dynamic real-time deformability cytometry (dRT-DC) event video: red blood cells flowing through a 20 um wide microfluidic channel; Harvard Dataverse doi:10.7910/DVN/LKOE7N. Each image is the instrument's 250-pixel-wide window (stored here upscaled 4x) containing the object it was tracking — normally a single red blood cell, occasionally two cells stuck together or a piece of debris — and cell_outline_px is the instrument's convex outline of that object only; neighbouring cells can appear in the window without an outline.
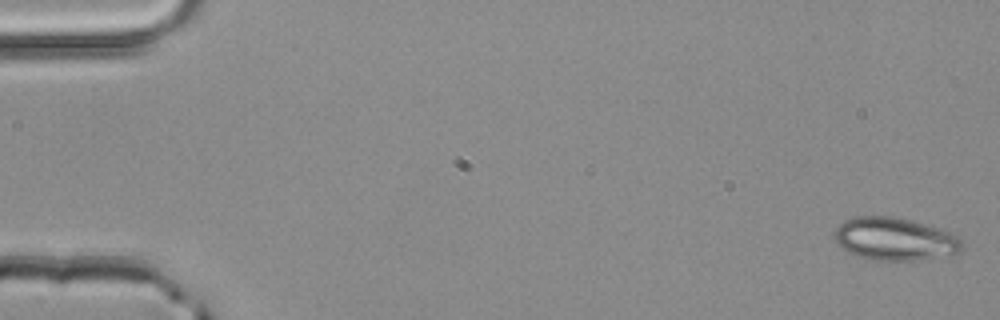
{"species": "common noctule bat (a hibernating species)", "species_latin": "Nyctalus noctula", "temperature_condition": "room temperature", "stored_images_in_passage": 3, "camera_frame_rate_fps": 3000, "um_per_image_px": 0.085, "animal": {"sex": "male", "body_mass_g": 20.4}, "frame": {"image": 1, "passage_image": 3, "time_ms": 0.667, "image_size_px": [1000, 320], "cell_outline_px": [[964, 248], [960, 252], [952, 256], [920, 260], [872, 260], [856, 256], [840, 248], [836, 244], [832, 232], [844, 220], [856, 216], [892, 216], [912, 220], [948, 232], [956, 236], [964, 244]], "centroid_in_image_um": [76.03, 20.33], "position_along_channel_um": 9.0, "area_um2": 32.31}}